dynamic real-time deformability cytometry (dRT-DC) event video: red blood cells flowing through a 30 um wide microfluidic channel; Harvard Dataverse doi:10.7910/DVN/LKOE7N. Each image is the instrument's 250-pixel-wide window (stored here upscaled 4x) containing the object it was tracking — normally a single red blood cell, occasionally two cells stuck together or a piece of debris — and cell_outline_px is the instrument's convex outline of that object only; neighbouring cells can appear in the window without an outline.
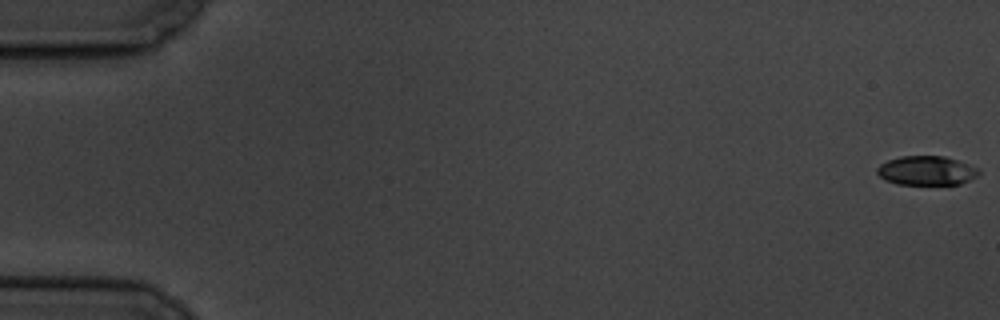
{"species": "common noctule bat (a hibernating species)", "species_latin": "Nyctalus noctula", "temperature_condition": "cold", "stored_images_in_passage": 7, "segment_of_instrument_passage": [1, 2], "camera_frame_rate_fps": 3000, "um_per_image_px": 0.085, "animal": {"sex": "male", "body_mass_g": 19.5, "forearm_length_mm": 54.6}, "frame": {"image": 1, "passage_image": 1, "time_ms": 0.0, "image_size_px": [1000, 320], "cell_outline_px": [[980, 172], [976, 176], [960, 184], [896, 184], [884, 180], [876, 172], [876, 168], [880, 164], [888, 160], [900, 156], [944, 156], [980, 168]], "centroid_in_image_um": [78.73, 14.5], "position_along_channel_um": 6.3, "area_um2": 17.28}}
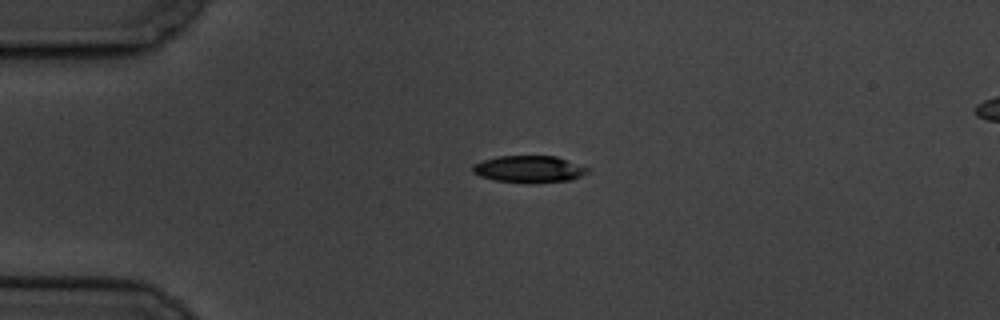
{"frame": {"image": 2, "passage_image": 5, "time_ms": 4.667, "image_size_px": [1000, 320], "cell_outline_px": [[588, 172], [572, 180], [532, 184], [528, 184], [496, 180], [480, 176], [472, 172], [472, 164], [496, 156], [556, 156], [588, 168]], "centroid_in_image_um": [44.94, 14.39], "position_along_channel_um": 40.1, "area_um2": 18.15}}